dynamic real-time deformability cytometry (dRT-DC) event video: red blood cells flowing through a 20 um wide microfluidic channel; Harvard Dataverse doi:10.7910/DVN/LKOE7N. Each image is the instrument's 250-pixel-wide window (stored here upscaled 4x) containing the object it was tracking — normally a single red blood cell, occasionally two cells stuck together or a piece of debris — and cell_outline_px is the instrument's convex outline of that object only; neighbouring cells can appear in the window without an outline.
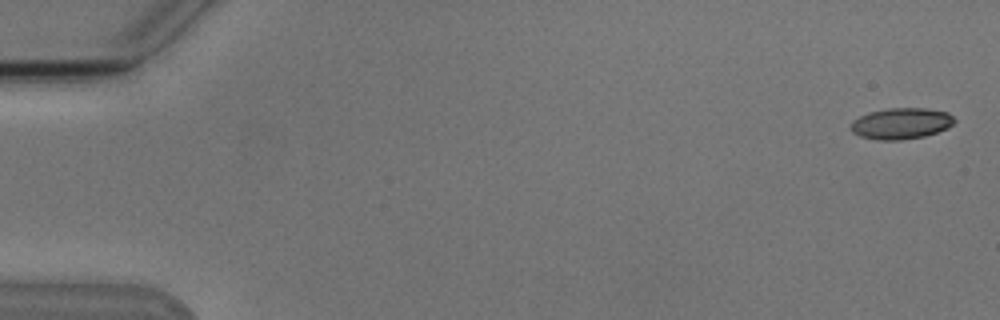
{"species": "Egyptian fruit bat (a non-hibernating species)", "species_latin": "Rousettus aegyptiacus", "temperature_condition": "cold", "stored_images_in_passage": 6, "camera_frame_rate_fps": 3000, "um_per_image_px": 0.085, "animal": {"sex": "male"}, "frame": {"image": 1, "passage_image": 1, "time_ms": 0.0, "image_size_px": [1000, 320], "cell_outline_px": [[956, 120], [948, 128], [924, 136], [900, 140], [876, 140], [860, 136], [852, 132], [852, 120], [868, 112], [888, 108], [928, 108], [948, 112]], "centroid_in_image_um": [76.6, 10.49], "position_along_channel_um": 8.4, "area_um2": 18.84}}